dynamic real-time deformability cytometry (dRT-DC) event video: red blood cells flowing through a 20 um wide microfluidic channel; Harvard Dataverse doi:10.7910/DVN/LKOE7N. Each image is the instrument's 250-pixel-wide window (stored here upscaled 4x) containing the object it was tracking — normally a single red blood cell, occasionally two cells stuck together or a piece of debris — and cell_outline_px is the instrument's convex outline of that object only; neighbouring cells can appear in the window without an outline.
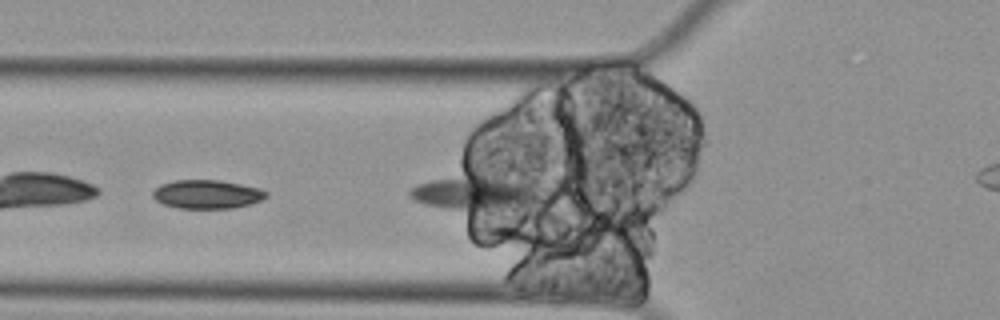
{"species": "Egyptian fruit bat (a non-hibernating species)", "species_latin": "Rousettus aegyptiacus", "temperature_condition": "cold", "stored_images_in_passage": 5, "camera_frame_rate_fps": 3000, "um_per_image_px": 0.085, "animal": {"sex": "female"}, "frame": {"image": 1, "passage_image": 4, "time_ms": 1.0, "image_size_px": [1000, 320], "cell_outline_px": [[268, 196], [260, 200], [248, 204], [232, 208], [176, 208], [164, 204], [156, 200], [152, 196], [152, 192], [160, 184], [176, 180], [220, 180], [260, 188], [268, 192]], "centroid_in_image_um": [17.58, 16.51], "position_along_channel_um": 108.2, "area_um2": 18.9}}